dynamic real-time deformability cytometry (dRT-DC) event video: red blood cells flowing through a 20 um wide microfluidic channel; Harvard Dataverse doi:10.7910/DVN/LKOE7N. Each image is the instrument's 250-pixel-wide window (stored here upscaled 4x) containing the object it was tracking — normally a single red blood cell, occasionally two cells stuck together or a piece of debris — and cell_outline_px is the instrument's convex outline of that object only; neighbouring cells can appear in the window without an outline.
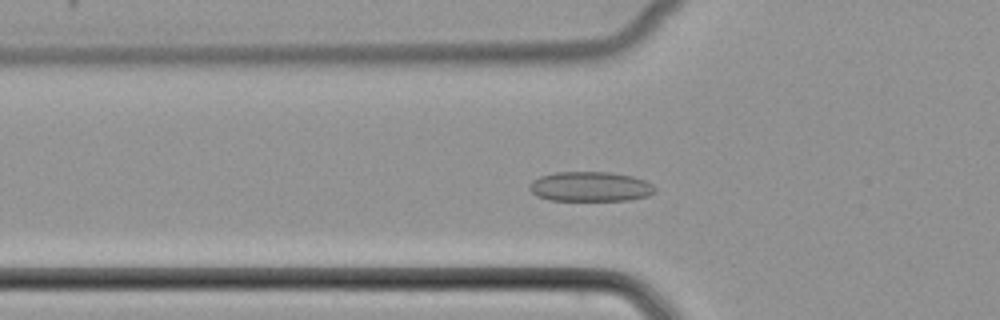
{"species": "common noctule bat (a hibernating species)", "species_latin": "Nyctalus noctula", "temperature_condition": "cold", "stored_images_in_passage": 50, "camera_frame_rate_fps": 3000, "um_per_image_px": 0.085, "animal": {"sex": "female", "body_mass_g": 22.7, "forearm_length_mm": 54.2}, "frame": {"image": 1, "passage_image": 15, "time_ms": 4.667, "image_size_px": [1000, 320], "cell_outline_px": [[656, 192], [648, 196], [628, 200], [548, 200], [536, 196], [528, 188], [528, 184], [532, 180], [540, 176], [556, 172], [608, 172], [632, 176], [644, 180], [652, 184], [656, 188]], "centroid_in_image_um": [50.15, 15.86], "position_along_channel_um": 75.6, "area_um2": 21.91}}
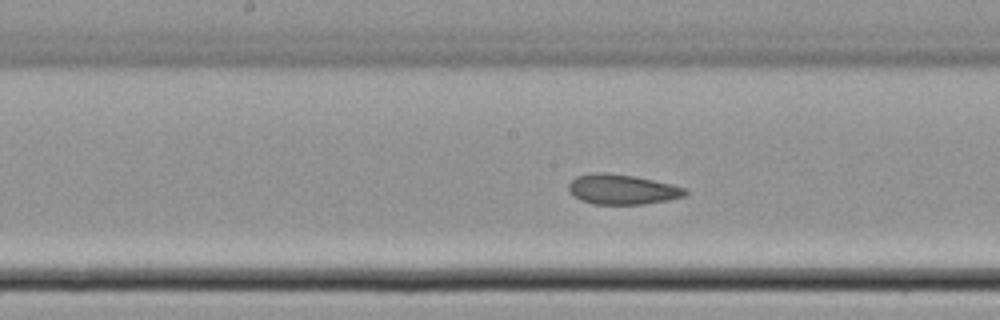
{"frame": {"image": 2, "passage_image": 24, "time_ms": 7.667, "image_size_px": [1000, 320], "cell_outline_px": [[688, 192], [684, 196], [668, 200], [644, 204], [592, 204], [580, 200], [572, 196], [568, 192], [568, 184], [576, 176], [596, 172], [608, 172], [636, 176], [672, 184], [684, 188]], "centroid_in_image_um": [52.84, 16.09], "position_along_channel_um": 195.4, "area_um2": 20.63}}
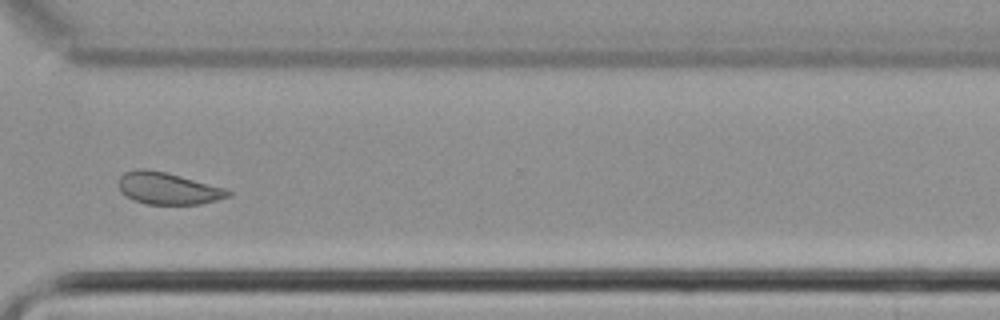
{"frame": {"image": 3, "passage_image": 36, "time_ms": 11.667, "image_size_px": [1000, 320], "cell_outline_px": [[232, 196], [200, 204], [144, 204], [132, 200], [124, 196], [120, 192], [120, 176], [124, 172], [136, 168], [144, 168], [164, 172], [180, 176], [224, 188], [232, 192]], "centroid_in_image_um": [14.24, 16.02], "position_along_channel_um": 356.4, "area_um2": 20.35}}